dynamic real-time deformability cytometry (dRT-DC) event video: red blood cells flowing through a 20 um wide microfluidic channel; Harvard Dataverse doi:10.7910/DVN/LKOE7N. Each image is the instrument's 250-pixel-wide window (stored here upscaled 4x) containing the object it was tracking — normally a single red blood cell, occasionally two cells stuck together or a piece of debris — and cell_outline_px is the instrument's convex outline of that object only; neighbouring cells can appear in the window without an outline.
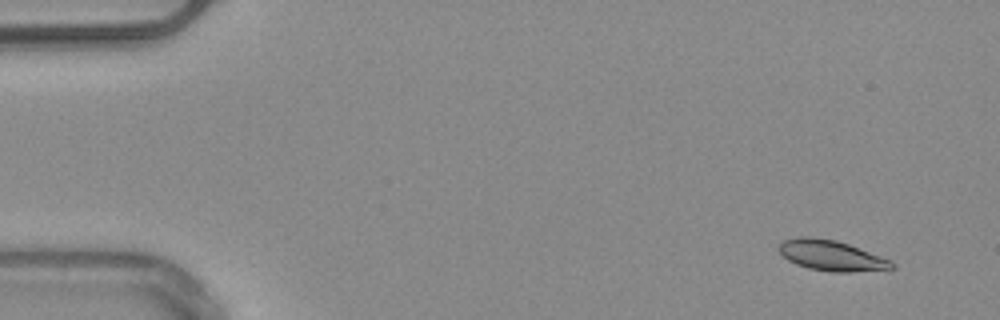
{"species": "common noctule bat (a hibernating species)", "species_latin": "Nyctalus noctula", "temperature_condition": "warm", "stored_images_in_passage": 4, "camera_frame_rate_fps": 3000, "um_per_image_px": 0.085, "animal": {"sex": "male", "body_mass_g": 20.4}, "frame": {"image": 1, "passage_image": 2, "time_ms": 1.0, "image_size_px": [1000, 320], "cell_outline_px": [[896, 268], [852, 272], [832, 272], [808, 268], [796, 264], [788, 260], [776, 248], [784, 240], [800, 236], [812, 236], [836, 240], [848, 244], [892, 260], [896, 264]], "centroid_in_image_um": [70.67, 21.72], "position_along_channel_um": 14.3, "area_um2": 20.17}}
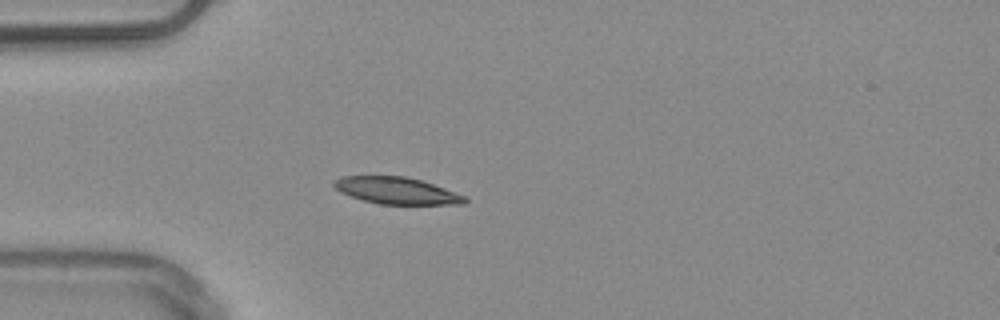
{"frame": {"image": 2, "passage_image": 4, "time_ms": 4.667, "image_size_px": [1000, 320], "cell_outline_px": [[468, 200], [464, 204], [380, 204], [364, 200], [340, 192], [332, 184], [332, 180], [344, 176], [408, 176], [444, 188], [464, 196]], "centroid_in_image_um": [33.68, 16.2], "position_along_channel_um": 51.3, "area_um2": 20.23}}